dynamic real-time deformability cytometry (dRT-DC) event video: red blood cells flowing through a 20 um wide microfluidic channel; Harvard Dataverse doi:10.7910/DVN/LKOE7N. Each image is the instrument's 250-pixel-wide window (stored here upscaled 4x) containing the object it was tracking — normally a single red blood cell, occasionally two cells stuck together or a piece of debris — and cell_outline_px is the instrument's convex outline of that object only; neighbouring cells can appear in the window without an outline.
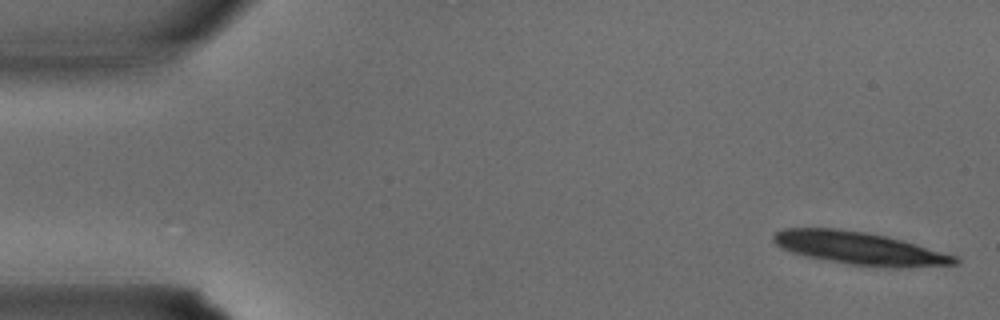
{"species": "common noctule bat (a hibernating species)", "species_latin": "Nyctalus noctula", "temperature_condition": "warm", "stored_images_in_passage": 23, "camera_frame_rate_fps": 3000, "um_per_image_px": 0.085, "animal": {"sex": "male", "body_mass_g": 15.6}, "frame": {"image": 1, "passage_image": 1, "time_ms": 0.0, "image_size_px": [1000, 320], "cell_outline_px": [[960, 264], [908, 268], [892, 268], [848, 264], [808, 256], [792, 252], [780, 248], [772, 240], [772, 236], [776, 232], [784, 228], [836, 228], [864, 232], [888, 236], [904, 240], [956, 256], [960, 260]], "centroid_in_image_um": [73.11, 21.11], "position_along_channel_um": 11.9, "area_um2": 34.8}}
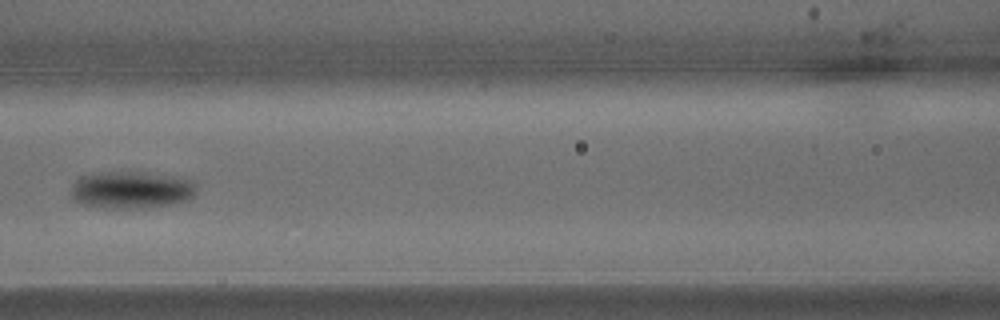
{"frame": {"image": 2, "passage_image": 15, "time_ms": 4.667, "image_size_px": [1000, 320], "cell_outline_px": [[196, 196], [188, 200], [176, 204], [148, 208], [104, 208], [80, 204], [72, 200], [72, 180], [76, 176], [96, 172], [144, 172], [172, 176], [192, 180], [196, 184]], "centroid_in_image_um": [11.14, 16.14], "position_along_channel_um": 155.5, "area_um2": 28.03}}
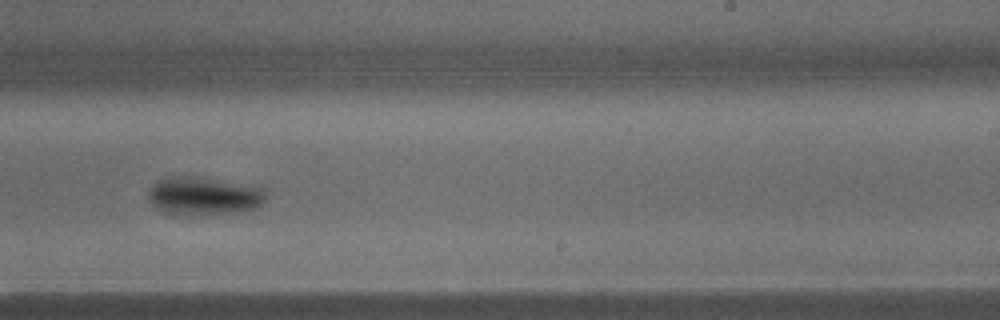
{"frame": {"image": 3, "passage_image": 21, "time_ms": 6.667, "image_size_px": [1000, 320], "cell_outline_px": [[264, 200], [256, 208], [240, 212], [200, 216], [192, 216], [164, 212], [156, 208], [148, 200], [148, 192], [152, 184], [160, 180], [204, 180], [264, 188]], "centroid_in_image_um": [17.31, 16.77], "position_along_channel_um": 271.7, "area_um2": 24.68}}